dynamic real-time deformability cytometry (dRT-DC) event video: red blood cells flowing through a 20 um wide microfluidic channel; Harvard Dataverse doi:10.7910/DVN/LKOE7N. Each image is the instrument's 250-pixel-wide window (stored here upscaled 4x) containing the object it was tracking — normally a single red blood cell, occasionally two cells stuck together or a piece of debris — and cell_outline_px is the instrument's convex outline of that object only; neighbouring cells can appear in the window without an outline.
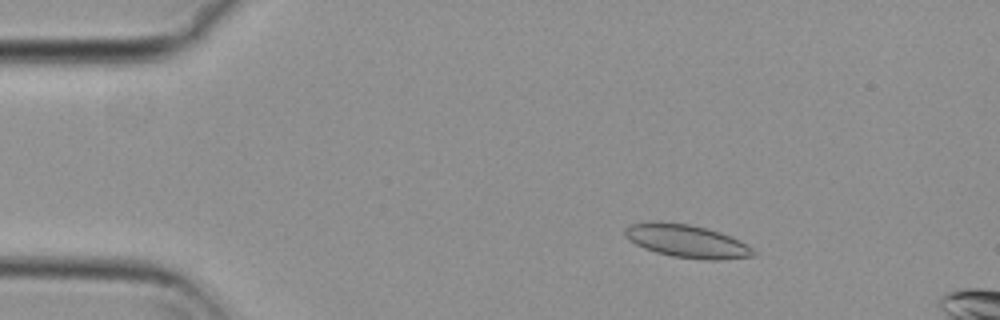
{"species": "common noctule bat (a hibernating species)", "species_latin": "Nyctalus noctula", "temperature_condition": "cold", "stored_images_in_passage": 51, "camera_frame_rate_fps": 3000, "um_per_image_px": 0.085, "animal": {"sex": "female", "body_mass_g": 29.2, "forearm_length_mm": 56.3}, "frame": {"image": 1, "passage_image": 5, "time_ms": 1.333, "image_size_px": [1000, 320], "cell_outline_px": [[756, 256], [720, 260], [704, 260], [672, 256], [656, 252], [644, 248], [628, 240], [624, 236], [624, 228], [628, 224], [652, 220], [656, 220], [688, 224], [708, 228], [720, 232], [740, 240], [748, 244], [756, 252]], "centroid_in_image_um": [58.36, 20.48], "position_along_channel_um": 26.6, "area_um2": 25.2}}
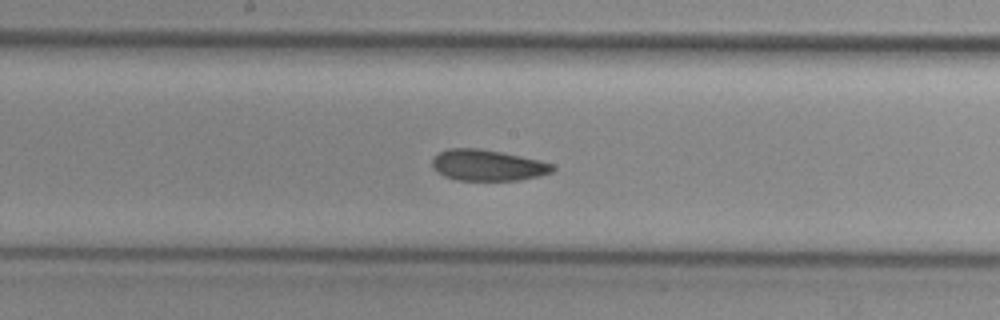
{"frame": {"image": 2, "passage_image": 25, "time_ms": 8.0, "image_size_px": [1000, 320], "cell_outline_px": [[556, 168], [552, 172], [540, 176], [520, 180], [456, 180], [444, 176], [432, 168], [432, 160], [440, 152], [448, 148], [476, 148], [500, 152], [540, 160], [552, 164]], "centroid_in_image_um": [41.45, 14.05], "position_along_channel_um": 206.7, "area_um2": 21.73}}
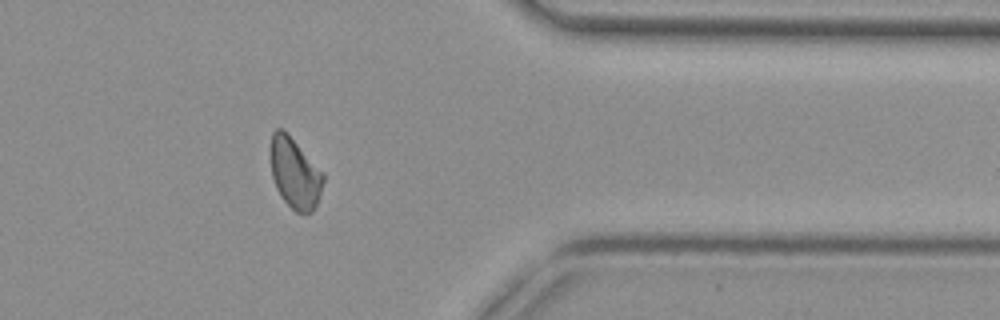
{"frame": {"image": 3, "passage_image": 41, "time_ms": 13.333, "image_size_px": [1000, 320], "cell_outline_px": [[324, 180], [320, 196], [312, 212], [296, 212], [280, 196], [276, 188], [272, 176], [268, 152], [268, 148], [272, 132], [276, 128], [284, 128], [288, 132], [324, 172]], "centroid_in_image_um": [25.03, 14.64], "position_along_channel_um": 386.4, "area_um2": 22.37}}